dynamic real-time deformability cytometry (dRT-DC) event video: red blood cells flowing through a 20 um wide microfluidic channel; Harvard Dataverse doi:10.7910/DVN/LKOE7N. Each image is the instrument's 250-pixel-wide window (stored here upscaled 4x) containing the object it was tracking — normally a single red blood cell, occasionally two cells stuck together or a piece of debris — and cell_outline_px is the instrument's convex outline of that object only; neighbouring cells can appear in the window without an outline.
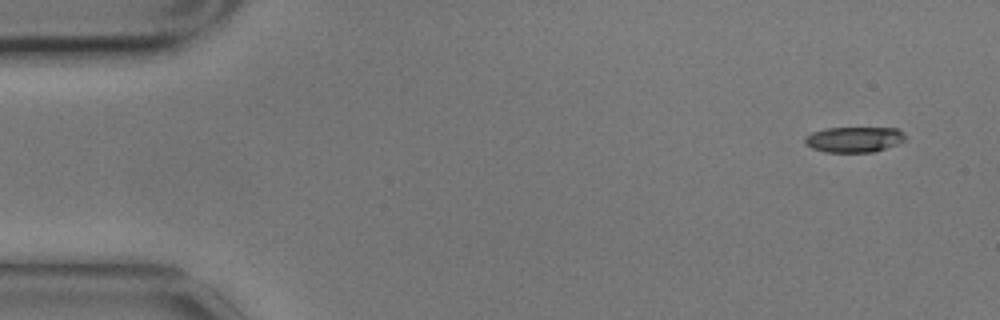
{"species": "common noctule bat (a hibernating species)", "species_latin": "Nyctalus noctula", "temperature_condition": "cold", "stored_images_in_passage": 6, "camera_frame_rate_fps": 3000, "um_per_image_px": 0.085, "animal": {"sex": "male", "body_mass_g": 17.9}, "frame": {"image": 1, "passage_image": 1, "time_ms": 0.0, "image_size_px": [1000, 320], "cell_outline_px": [[904, 140], [896, 144], [872, 152], [824, 152], [812, 148], [804, 144], [804, 136], [812, 132], [824, 128], [896, 128], [904, 132]], "centroid_in_image_um": [72.53, 11.85], "position_along_channel_um": 12.5, "area_um2": 14.91}}
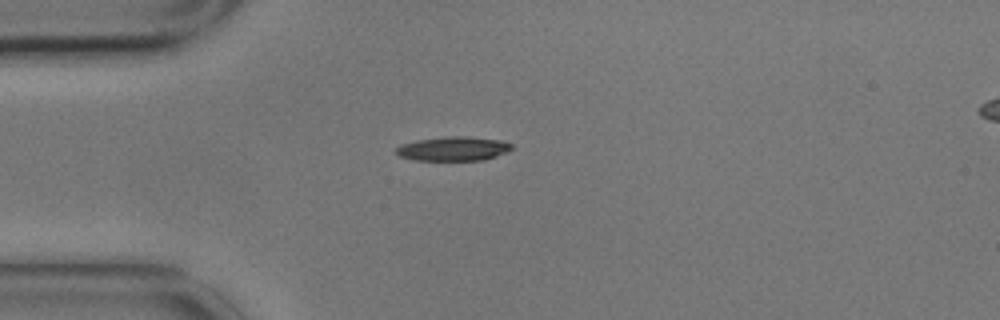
{"frame": {"image": 2, "passage_image": 4, "time_ms": 1.0, "image_size_px": [1000, 320], "cell_outline_px": [[512, 148], [496, 156], [484, 160], [412, 160], [400, 156], [396, 152], [396, 148], [400, 144], [416, 140], [448, 136], [468, 136], [504, 140], [512, 144]], "centroid_in_image_um": [38.52, 12.63], "position_along_channel_um": 46.5, "area_um2": 16.36}}
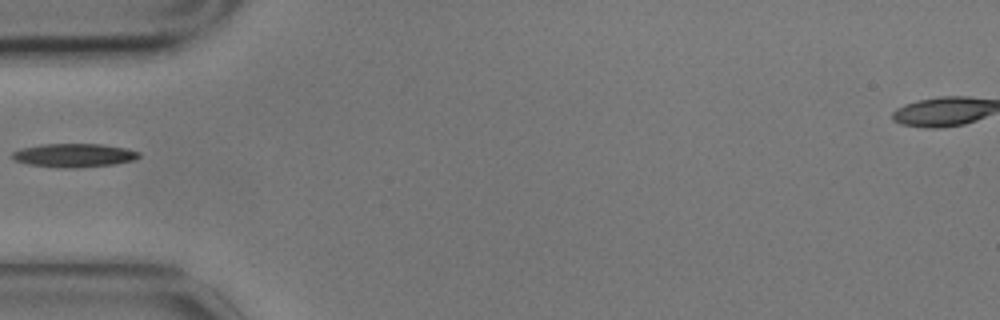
{"frame": {"image": 3, "passage_image": 5, "time_ms": 1.333, "image_size_px": [1000, 320], "cell_outline_px": [[140, 156], [136, 160], [116, 164], [76, 168], [72, 168], [28, 164], [12, 160], [12, 152], [20, 148], [40, 144], [100, 144], [124, 148], [140, 152]], "centroid_in_image_um": [6.29, 13.2], "position_along_channel_um": 78.7, "area_um2": 17.46}}